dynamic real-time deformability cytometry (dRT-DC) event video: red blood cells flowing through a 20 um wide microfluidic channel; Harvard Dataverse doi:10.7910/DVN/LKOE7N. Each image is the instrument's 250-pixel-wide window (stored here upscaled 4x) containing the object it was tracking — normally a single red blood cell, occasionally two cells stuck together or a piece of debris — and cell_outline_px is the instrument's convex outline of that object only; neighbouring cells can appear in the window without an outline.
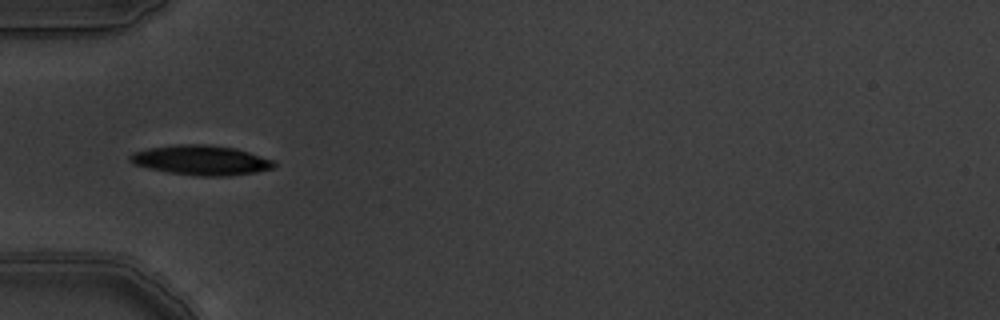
{"species": "common noctule bat (a hibernating species)", "species_latin": "Nyctalus noctula", "temperature_condition": "warm", "stored_images_in_passage": 6, "camera_frame_rate_fps": 3000, "um_per_image_px": 0.085, "animal": {"sex": "male", "body_mass_g": 19.5, "forearm_length_mm": 54.6}, "frame": {"image": 1, "passage_image": 5, "time_ms": 1.333, "image_size_px": [1000, 320], "cell_outline_px": [[276, 168], [256, 172], [228, 176], [200, 176], [168, 172], [136, 164], [128, 160], [128, 156], [132, 152], [148, 148], [176, 144], [208, 144], [236, 148], [272, 160], [276, 164]], "centroid_in_image_um": [17.1, 13.61], "position_along_channel_um": 67.9, "area_um2": 24.91}}